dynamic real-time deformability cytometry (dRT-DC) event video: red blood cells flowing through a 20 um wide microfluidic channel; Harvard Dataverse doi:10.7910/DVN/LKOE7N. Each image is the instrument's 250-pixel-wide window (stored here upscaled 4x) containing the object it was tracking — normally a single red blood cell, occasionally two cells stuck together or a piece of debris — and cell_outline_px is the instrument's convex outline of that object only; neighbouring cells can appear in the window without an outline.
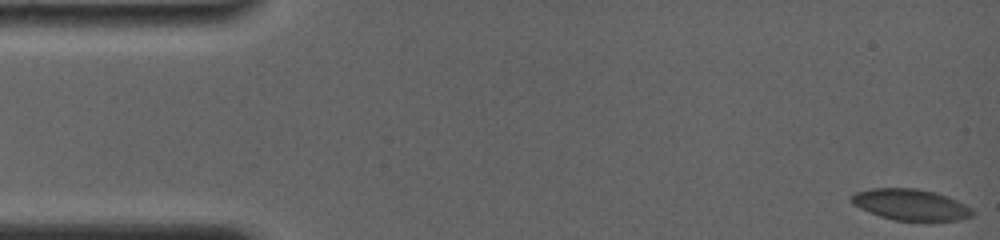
{"species": "common noctule bat (a hibernating species)", "species_latin": "Nyctalus noctula", "temperature_condition": "room temperature", "stored_images_in_passage": 21, "camera_frame_rate_fps": 4000, "um_per_image_px": 0.085, "animal": {"sex": "female", "body_mass_g": 19.0, "forearm_length_mm": 56.7}, "frame": {"image": 1, "passage_image": 1, "time_ms": 0.0, "image_size_px": [1000, 240], "cell_outline_px": [[972, 216], [960, 220], [896, 220], [880, 216], [868, 212], [852, 204], [848, 200], [856, 192], [872, 188], [916, 188], [936, 192], [948, 196], [972, 208]], "centroid_in_image_um": [77.38, 17.38], "position_along_channel_um": 7.6, "area_um2": 21.91}}
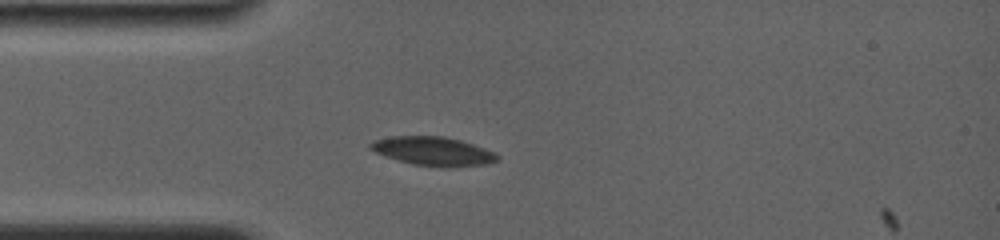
{"frame": {"image": 2, "passage_image": 18, "time_ms": 4.25, "image_size_px": [1000, 240], "cell_outline_px": [[500, 160], [484, 164], [444, 168], [412, 164], [376, 152], [368, 148], [368, 144], [376, 140], [392, 136], [444, 136], [460, 140], [496, 152], [500, 156]], "centroid_in_image_um": [36.86, 12.85], "position_along_channel_um": 48.1, "area_um2": 21.21}}